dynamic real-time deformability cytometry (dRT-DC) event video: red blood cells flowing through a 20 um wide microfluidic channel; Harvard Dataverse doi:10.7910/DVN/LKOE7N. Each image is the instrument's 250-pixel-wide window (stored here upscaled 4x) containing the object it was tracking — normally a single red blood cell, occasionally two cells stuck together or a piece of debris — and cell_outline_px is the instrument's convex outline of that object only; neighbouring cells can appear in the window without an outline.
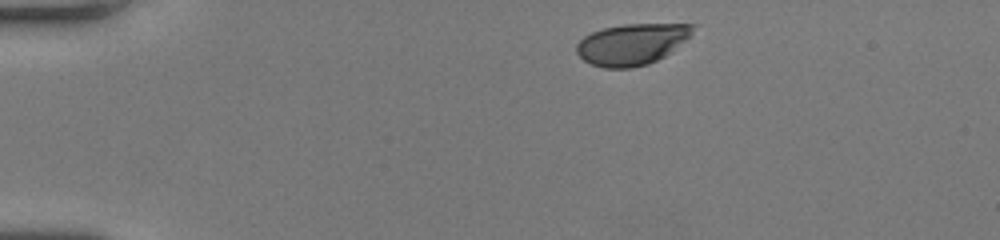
{"species": "human", "species_latin": "Homo sapiens", "temperature_condition": "room temperature", "stored_images_in_passage": 43, "camera_frame_rate_fps": 3000, "um_per_image_px": 0.085, "donor": {"sex": "female"}, "frame": {"image": 1, "passage_image": 1, "time_ms": 0.0, "image_size_px": [1000, 240], "cell_outline_px": [[696, 24], [692, 32], [684, 40], [664, 56], [648, 64], [632, 68], [604, 68], [592, 64], [584, 60], [576, 52], [576, 44], [584, 36], [592, 32], [604, 28], [624, 24]], "centroid_in_image_um": [53.66, 3.76], "position_along_channel_um": 31.3, "area_um2": 27.57}}
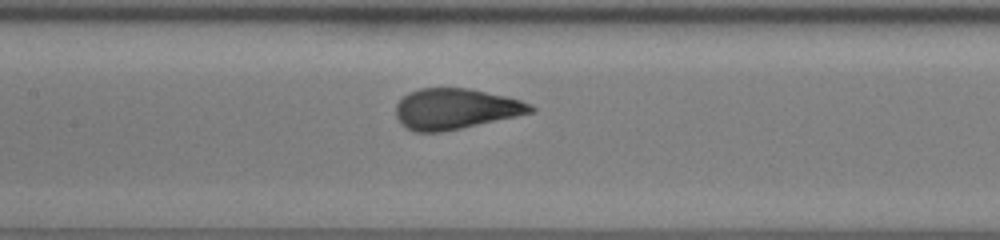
{"frame": {"image": 2, "passage_image": 17, "time_ms": 5.333, "image_size_px": [1000, 240], "cell_outline_px": [[536, 112], [444, 132], [412, 132], [404, 128], [400, 124], [396, 116], [396, 104], [408, 92], [420, 88], [468, 88], [504, 96], [520, 100], [532, 104], [536, 108]], "centroid_in_image_um": [38.71, 9.27], "position_along_channel_um": 168.7, "area_um2": 32.25}}
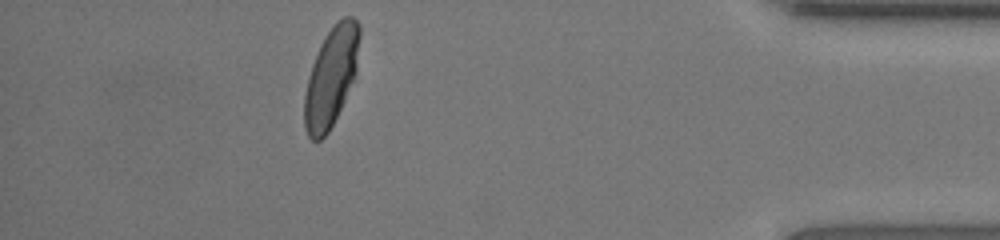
{"frame": {"image": 3, "passage_image": 38, "time_ms": 12.333, "image_size_px": [1000, 240], "cell_outline_px": [[360, 36], [356, 72], [344, 100], [328, 132], [320, 140], [312, 140], [308, 136], [304, 128], [304, 92], [308, 76], [312, 64], [320, 44], [324, 36], [332, 24], [344, 16], [352, 16], [360, 24]], "centroid_in_image_um": [28.13, 6.48], "position_along_channel_um": 407.1, "area_um2": 31.91}, "authors_computed_cell_mechanics": {"area_um2": 31.79, "velocity_mm_per_s": 4.0352, "shape_relaxation_time_tau1_ms": 2.2898, "shape_relaxation_time_tau2_ms": null, "deformation_change_tau1": 0.136, "deformation_change_tau2": null}}